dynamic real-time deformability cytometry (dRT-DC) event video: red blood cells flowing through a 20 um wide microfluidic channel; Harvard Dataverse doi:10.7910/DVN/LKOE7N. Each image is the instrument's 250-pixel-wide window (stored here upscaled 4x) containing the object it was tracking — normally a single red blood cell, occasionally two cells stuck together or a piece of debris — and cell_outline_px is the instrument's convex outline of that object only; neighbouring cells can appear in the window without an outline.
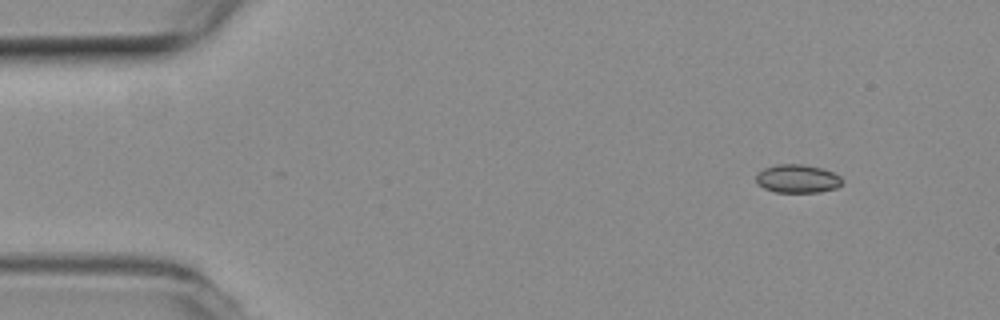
{"species": "common noctule bat (a hibernating species)", "species_latin": "Nyctalus noctula", "temperature_condition": "room temperature", "stored_images_in_passage": 3, "camera_frame_rate_fps": 3000, "um_per_image_px": 0.085, "animal": {"sex": "female", "body_mass_g": 19.3, "forearm_length_mm": 54.1}, "frame": {"image": 1, "passage_image": 1, "time_ms": 0.0, "image_size_px": [1000, 320], "cell_outline_px": [[844, 180], [836, 188], [820, 192], [776, 192], [764, 188], [756, 180], [756, 176], [764, 168], [776, 164], [800, 164], [820, 168], [832, 172], [840, 176]], "centroid_in_image_um": [67.8, 15.19], "position_along_channel_um": 17.2, "area_um2": 14.05}}